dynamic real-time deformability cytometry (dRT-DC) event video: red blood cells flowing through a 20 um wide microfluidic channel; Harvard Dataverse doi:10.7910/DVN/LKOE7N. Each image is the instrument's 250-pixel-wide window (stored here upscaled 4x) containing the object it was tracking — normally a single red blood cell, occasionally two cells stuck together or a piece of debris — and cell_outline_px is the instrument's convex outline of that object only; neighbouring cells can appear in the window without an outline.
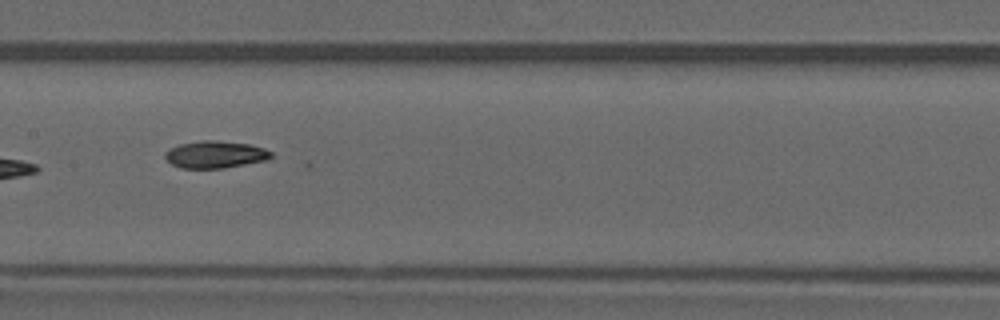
{"species": "common noctule bat (a hibernating species)", "species_latin": "Nyctalus noctula", "temperature_condition": "warm", "stored_images_in_passage": 7, "camera_frame_rate_fps": 3000, "um_per_image_px": 0.085, "animal": {"sex": "male", "forearm_length_mm": 52.5}, "frame": {"image": 1, "passage_image": 6, "time_ms": 6.0, "image_size_px": [1000, 320], "cell_outline_px": [[272, 156], [268, 160], [224, 168], [180, 168], [172, 164], [164, 156], [164, 152], [180, 144], [204, 140], [216, 140], [248, 144], [264, 148], [272, 152]], "centroid_in_image_um": [18.31, 13.14], "position_along_channel_um": 189.1, "area_um2": 16.7}}
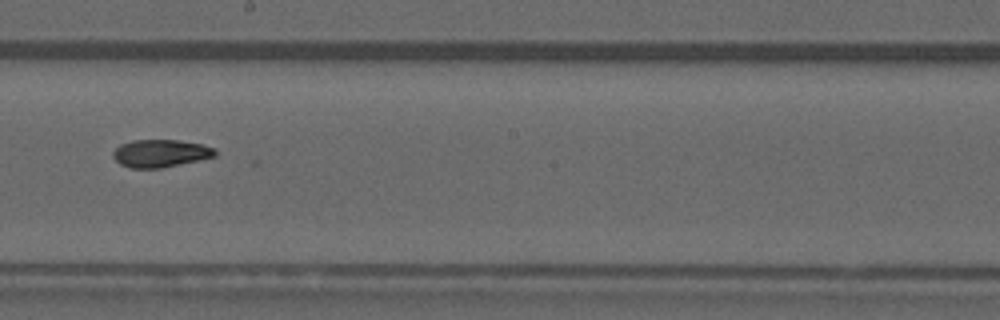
{"frame": {"image": 2, "passage_image": 7, "time_ms": 7.0, "image_size_px": [1000, 320], "cell_outline_px": [[216, 156], [160, 168], [128, 168], [120, 164], [112, 156], [112, 152], [120, 144], [132, 140], [176, 140], [204, 144], [216, 148]], "centroid_in_image_um": [13.63, 13.02], "position_along_channel_um": 234.6, "area_um2": 16.47}}